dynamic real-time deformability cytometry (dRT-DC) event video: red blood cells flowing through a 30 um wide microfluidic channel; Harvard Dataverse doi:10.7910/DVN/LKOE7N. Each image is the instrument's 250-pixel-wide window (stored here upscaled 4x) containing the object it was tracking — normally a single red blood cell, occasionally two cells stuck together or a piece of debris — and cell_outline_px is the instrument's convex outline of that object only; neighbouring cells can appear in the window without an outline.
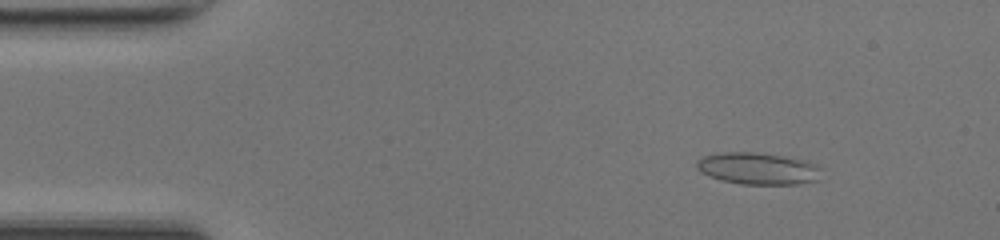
{"species": "common noctule bat (a hibernating species)", "species_latin": "Nyctalus noctula", "temperature_condition": "room temperature", "stored_images_in_passage": 49, "camera_frame_rate_fps": 3000, "um_per_image_px": 0.085, "animal": {"sex": "female", "body_mass_g": 17.0, "forearm_length_mm": 48.0}, "frame": {"image": 1, "passage_image": 6, "time_ms": 1.667, "image_size_px": [1000, 240], "cell_outline_px": [[820, 180], [800, 184], [740, 184], [720, 180], [708, 176], [700, 172], [696, 168], [696, 160], [704, 156], [724, 152], [756, 152], [808, 160], [816, 164]], "centroid_in_image_um": [64.4, 14.33], "position_along_channel_um": 20.6, "area_um2": 23.29}}
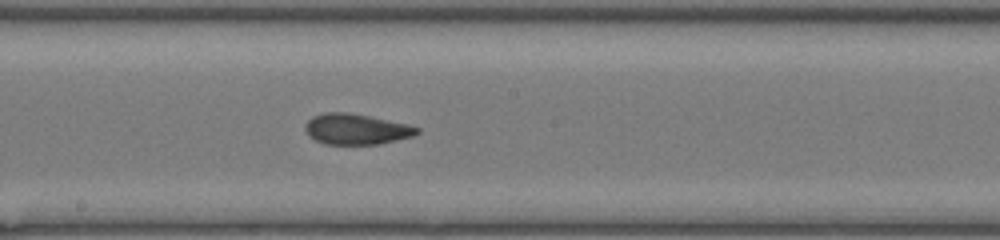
{"frame": {"image": 2, "passage_image": 26, "time_ms": 8.333, "image_size_px": [1000, 240], "cell_outline_px": [[420, 132], [412, 136], [380, 144], [324, 144], [308, 136], [304, 128], [304, 124], [312, 116], [324, 112], [348, 112], [408, 124], [420, 128]], "centroid_in_image_um": [30.25, 10.97], "position_along_channel_um": 218.0, "area_um2": 20.06}}
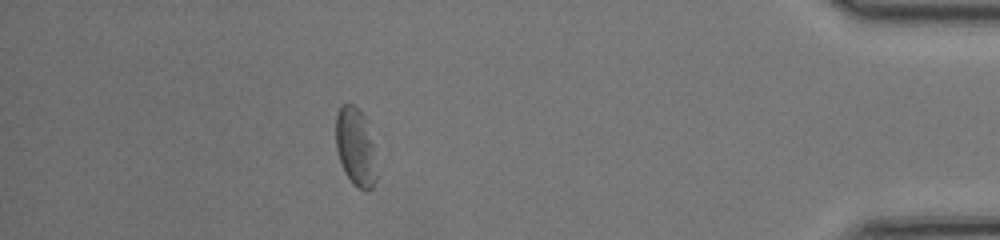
{"frame": {"image": 3, "passage_image": 43, "time_ms": 14.0, "image_size_px": [1000, 240], "cell_outline_px": [[376, 180], [372, 188], [368, 192], [356, 188], [352, 184], [344, 172], [336, 148], [336, 116], [340, 108], [344, 104], [352, 104], [364, 116], [376, 144]], "centroid_in_image_um": [30.26, 12.55], "position_along_channel_um": 404.9, "area_um2": 19.07}, "authors_computed_cell_mechanics": {"area_um2": 20.23, "velocity_mm_per_s": 4.2354, "shape_relaxation_time_tau1_ms": 7.2528, "shape_relaxation_time_tau2_ms": 1.8398, "deformation_change_tau1": 0.1565, "deformation_change_tau2": 0.0819}}